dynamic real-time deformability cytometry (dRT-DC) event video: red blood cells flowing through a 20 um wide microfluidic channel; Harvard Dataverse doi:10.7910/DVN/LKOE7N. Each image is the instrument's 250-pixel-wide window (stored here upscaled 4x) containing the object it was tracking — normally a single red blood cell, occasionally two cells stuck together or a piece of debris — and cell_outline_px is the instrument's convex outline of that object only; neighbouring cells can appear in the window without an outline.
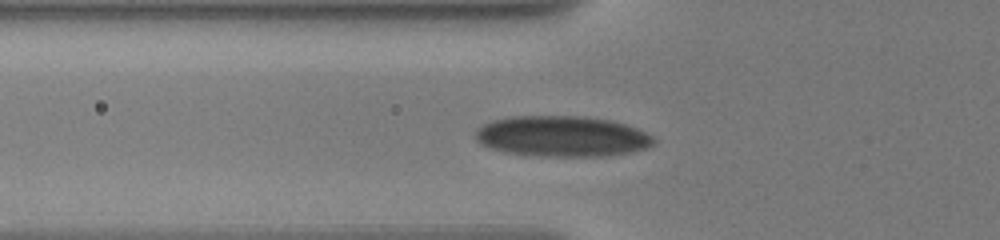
{"species": "human", "species_latin": "Homo sapiens", "temperature_condition": "warm", "stored_images_in_passage": 8, "camera_frame_rate_fps": 3000, "um_per_image_px": 0.085, "donor": {"sex": "male"}, "frame": {"image": 1, "passage_image": 3, "time_ms": 0.333, "image_size_px": [1000, 240], "cell_outline_px": [[656, 144], [648, 148], [628, 152], [600, 156], [556, 156], [508, 152], [492, 148], [480, 144], [476, 140], [476, 128], [492, 120], [508, 116], [584, 116], [612, 120], [636, 128], [652, 136], [656, 140]], "centroid_in_image_um": [47.79, 11.56], "position_along_channel_um": 78.0, "area_um2": 42.08}}